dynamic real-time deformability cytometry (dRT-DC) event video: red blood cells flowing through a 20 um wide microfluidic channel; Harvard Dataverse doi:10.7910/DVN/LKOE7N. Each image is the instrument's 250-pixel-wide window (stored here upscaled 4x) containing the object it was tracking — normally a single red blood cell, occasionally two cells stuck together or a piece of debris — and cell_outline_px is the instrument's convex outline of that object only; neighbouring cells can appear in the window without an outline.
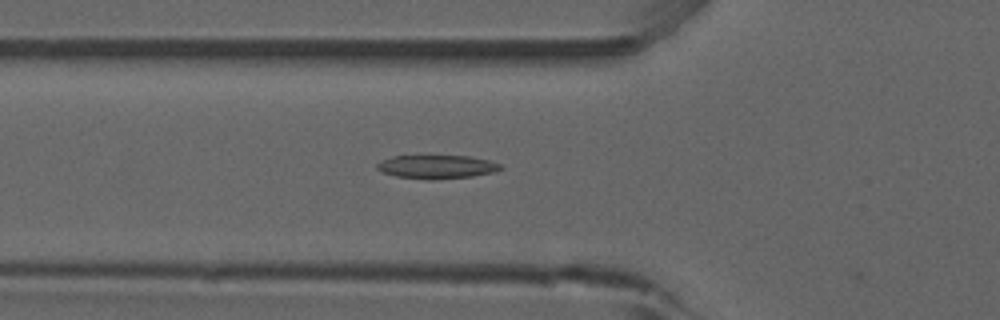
{"species": "common noctule bat (a hibernating species)", "species_latin": "Nyctalus noctula", "temperature_condition": "room temperature", "stored_images_in_passage": 19, "camera_frame_rate_fps": 3000, "um_per_image_px": 0.085, "animal": {"sex": "male", "forearm_length_mm": 52.5}, "frame": {"image": 1, "passage_image": 18, "time_ms": 5.667, "image_size_px": [1000, 320], "cell_outline_px": [[504, 168], [496, 172], [472, 176], [432, 180], [396, 176], [380, 172], [376, 168], [376, 164], [380, 160], [392, 156], [468, 156], [488, 160], [500, 164]], "centroid_in_image_um": [37.1, 14.18], "position_along_channel_um": 88.7, "area_um2": 17.05}}